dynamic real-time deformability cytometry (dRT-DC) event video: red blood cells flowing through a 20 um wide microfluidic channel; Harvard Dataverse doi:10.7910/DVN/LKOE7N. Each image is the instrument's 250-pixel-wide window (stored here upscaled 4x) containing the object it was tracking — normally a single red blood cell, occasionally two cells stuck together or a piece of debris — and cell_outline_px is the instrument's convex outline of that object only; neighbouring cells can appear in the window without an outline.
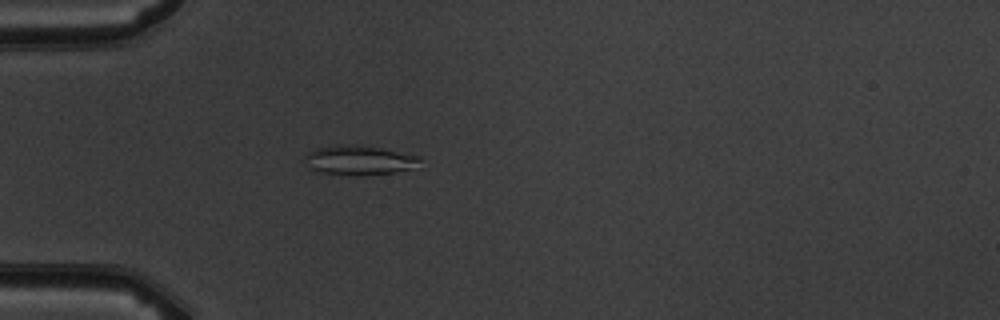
{"species": "common noctule bat (a hibernating species)", "species_latin": "Nyctalus noctula", "temperature_condition": "warm", "stored_images_in_passage": 4, "camera_frame_rate_fps": 3000, "um_per_image_px": 0.085, "animal": {"sex": "male", "body_mass_g": 19.5, "forearm_length_mm": 54.6}, "frame": {"image": 1, "passage_image": 4, "time_ms": 4.0, "image_size_px": [1000, 320], "cell_outline_px": [[420, 160], [412, 168], [392, 172], [348, 176], [316, 172], [308, 168], [304, 156], [308, 152], [316, 148], [336, 144], [364, 144], [420, 156]], "centroid_in_image_um": [30.44, 13.6], "position_along_channel_um": 54.6, "area_um2": 20.06}}